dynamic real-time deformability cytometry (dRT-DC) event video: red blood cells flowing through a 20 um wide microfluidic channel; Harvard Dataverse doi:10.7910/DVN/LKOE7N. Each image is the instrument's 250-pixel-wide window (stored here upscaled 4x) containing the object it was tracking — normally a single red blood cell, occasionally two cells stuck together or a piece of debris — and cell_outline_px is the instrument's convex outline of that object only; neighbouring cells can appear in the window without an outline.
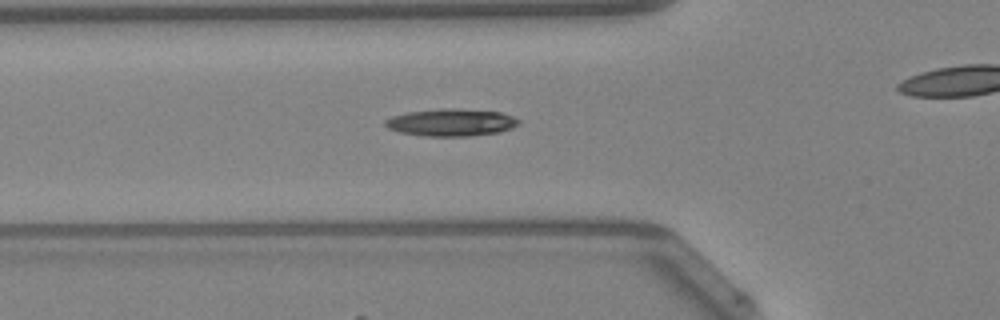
{"species": "Egyptian fruit bat (a non-hibernating species)", "species_latin": "Rousettus aegyptiacus", "temperature_condition": "warm", "stored_images_in_passage": 34, "camera_frame_rate_fps": 3000, "um_per_image_px": 0.085, "animal": {"sex": "female"}, "frame": {"image": 1, "passage_image": 10, "time_ms": 3.0, "image_size_px": [1000, 320], "cell_outline_px": [[520, 124], [512, 128], [500, 132], [468, 136], [428, 136], [400, 132], [388, 128], [384, 124], [384, 120], [392, 116], [408, 112], [440, 108], [456, 108], [500, 112], [512, 116], [520, 120]], "centroid_in_image_um": [38.37, 10.4], "position_along_channel_um": 87.4, "area_um2": 21.27}}